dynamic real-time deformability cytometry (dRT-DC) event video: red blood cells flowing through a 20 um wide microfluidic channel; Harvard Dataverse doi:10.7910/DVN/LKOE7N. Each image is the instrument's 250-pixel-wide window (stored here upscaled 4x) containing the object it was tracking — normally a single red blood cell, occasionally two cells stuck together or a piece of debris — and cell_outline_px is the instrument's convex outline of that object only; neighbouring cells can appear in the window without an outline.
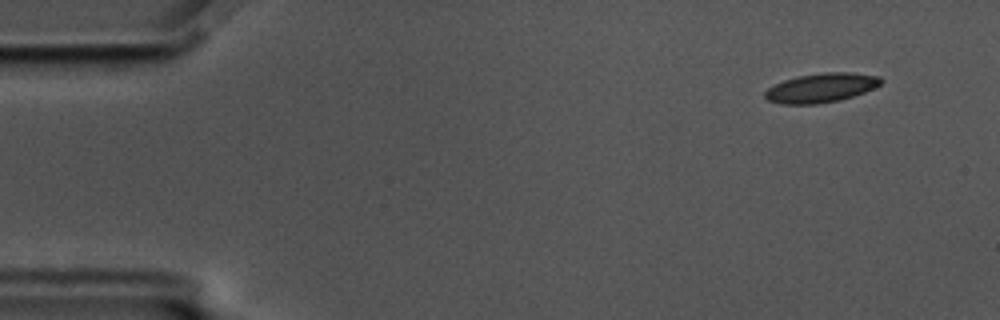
{"species": "common noctule bat (a hibernating species)", "species_latin": "Nyctalus noctula", "temperature_condition": "cold", "stored_images_in_passage": 54, "camera_frame_rate_fps": 3000, "um_per_image_px": 0.085, "animal": {"sex": "male", "body_mass_g": 17.5, "forearm_length_mm": 52.3}, "frame": {"image": 1, "passage_image": 1, "time_ms": 0.0, "image_size_px": [1000, 320], "cell_outline_px": [[884, 80], [880, 84], [864, 92], [840, 100], [816, 104], [780, 104], [768, 100], [764, 96], [764, 92], [768, 88], [784, 80], [800, 76], [824, 72], [852, 72], [880, 76]], "centroid_in_image_um": [69.8, 7.46], "position_along_channel_um": 15.2, "area_um2": 19.65}}
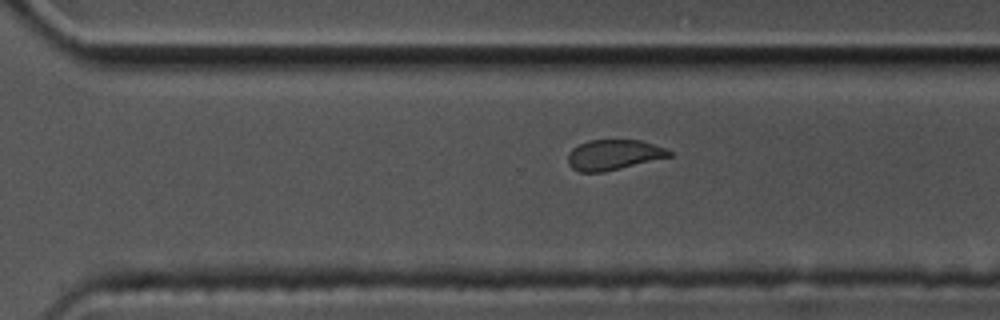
{"frame": {"image": 2, "passage_image": 36, "time_ms": 11.667, "image_size_px": [1000, 320], "cell_outline_px": [[672, 156], [604, 172], [580, 172], [572, 168], [568, 164], [568, 152], [572, 148], [588, 140], [640, 140], [664, 148], [672, 152]], "centroid_in_image_um": [52.13, 13.16], "position_along_channel_um": 318.5, "area_um2": 17.8}}
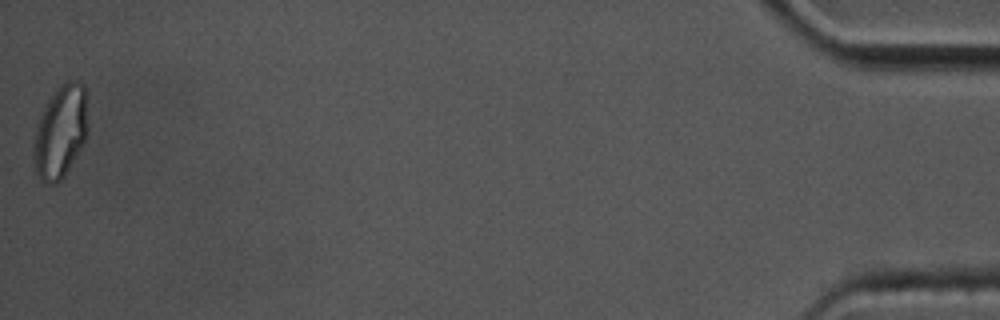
{"frame": {"image": 3, "passage_image": 54, "time_ms": 17.667, "image_size_px": [1000, 320], "cell_outline_px": [[84, 144], [64, 176], [56, 184], [44, 184], [40, 180], [36, 172], [32, 156], [32, 144], [36, 128], [44, 104], [56, 88], [64, 80], [76, 80], [84, 84]], "centroid_in_image_um": [5.05, 11.23], "position_along_channel_um": 430.1, "area_um2": 29.07}, "authors_computed_cell_mechanics": {"area_um2": 19.5364, "velocity_mm_per_s": 3.4762, "shape_relaxation_time_tau1_ms": 3.2639, "shape_relaxation_time_tau2_ms": 2.1061, "deformation_change_tau1": 0.117, "deformation_change_tau2": 0.0839}}